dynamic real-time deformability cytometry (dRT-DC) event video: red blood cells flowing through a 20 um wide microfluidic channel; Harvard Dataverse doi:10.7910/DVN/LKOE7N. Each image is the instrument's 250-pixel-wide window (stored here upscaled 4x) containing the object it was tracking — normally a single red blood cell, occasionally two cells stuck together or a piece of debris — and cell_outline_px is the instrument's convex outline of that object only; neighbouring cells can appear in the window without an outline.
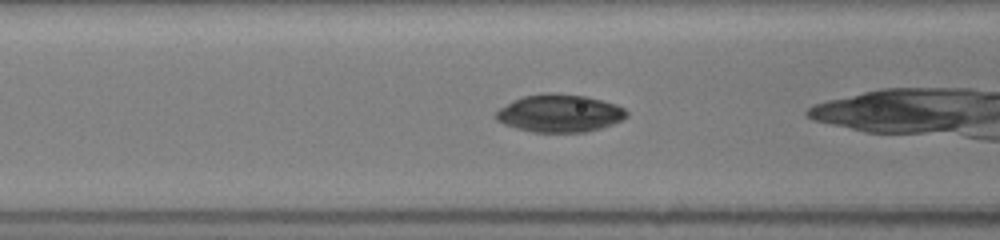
{"species": "common noctule bat (a hibernating species)", "species_latin": "Nyctalus noctula", "temperature_condition": "room temperature", "stored_images_in_passage": 33, "camera_frame_rate_fps": 3000, "um_per_image_px": 0.085, "animal": {"sex": "female", "body_mass_g": 19.5, "forearm_length_mm": 54.1}, "frame": {"image": 1, "passage_image": 27, "time_ms": 5.667, "image_size_px": [1000, 240], "cell_outline_px": [[628, 116], [612, 124], [600, 128], [584, 132], [532, 132], [516, 128], [504, 124], [496, 120], [492, 116], [500, 108], [512, 100], [524, 96], [544, 92], [556, 92], [584, 96], [616, 104], [624, 108], [628, 112]], "centroid_in_image_um": [47.52, 9.62], "position_along_channel_um": 119.1, "area_um2": 28.84}}
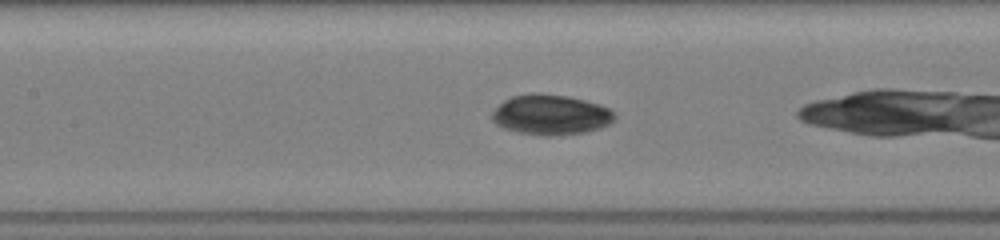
{"frame": {"image": 2, "passage_image": 31, "time_ms": 6.667, "image_size_px": [1000, 240], "cell_outline_px": [[616, 120], [600, 128], [588, 132], [552, 136], [544, 136], [516, 132], [504, 128], [496, 124], [492, 120], [492, 112], [504, 100], [512, 96], [532, 92], [568, 96], [600, 104], [608, 108], [616, 116]], "centroid_in_image_um": [46.82, 9.76], "position_along_channel_um": 160.6, "area_um2": 28.9}}